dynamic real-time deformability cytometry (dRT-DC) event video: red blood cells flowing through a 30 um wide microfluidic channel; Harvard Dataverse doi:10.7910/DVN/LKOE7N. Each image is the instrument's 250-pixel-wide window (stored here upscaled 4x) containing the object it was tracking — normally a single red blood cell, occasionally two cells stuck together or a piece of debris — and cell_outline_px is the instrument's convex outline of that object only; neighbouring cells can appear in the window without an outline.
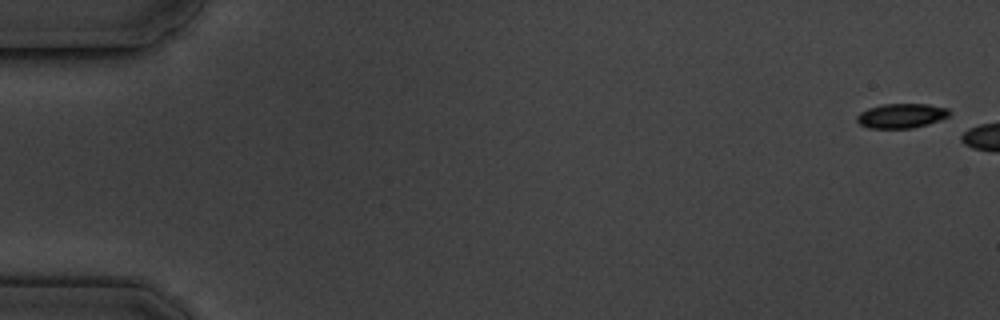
{"species": "common noctule bat (a hibernating species)", "species_latin": "Nyctalus noctula", "temperature_condition": "cold", "stored_images_in_passage": 3, "camera_frame_rate_fps": 3000, "um_per_image_px": 0.085, "animal": {"sex": "male", "body_mass_g": 19.5, "forearm_length_mm": 54.6}, "frame": {"image": 1, "passage_image": 1, "time_ms": 0.0, "image_size_px": [1000, 320], "cell_outline_px": [[952, 112], [948, 116], [940, 120], [928, 124], [912, 128], [868, 128], [860, 124], [856, 120], [856, 116], [860, 112], [868, 108], [884, 104], [928, 104], [948, 108]], "centroid_in_image_um": [76.62, 9.84], "position_along_channel_um": 8.4, "area_um2": 13.29}}